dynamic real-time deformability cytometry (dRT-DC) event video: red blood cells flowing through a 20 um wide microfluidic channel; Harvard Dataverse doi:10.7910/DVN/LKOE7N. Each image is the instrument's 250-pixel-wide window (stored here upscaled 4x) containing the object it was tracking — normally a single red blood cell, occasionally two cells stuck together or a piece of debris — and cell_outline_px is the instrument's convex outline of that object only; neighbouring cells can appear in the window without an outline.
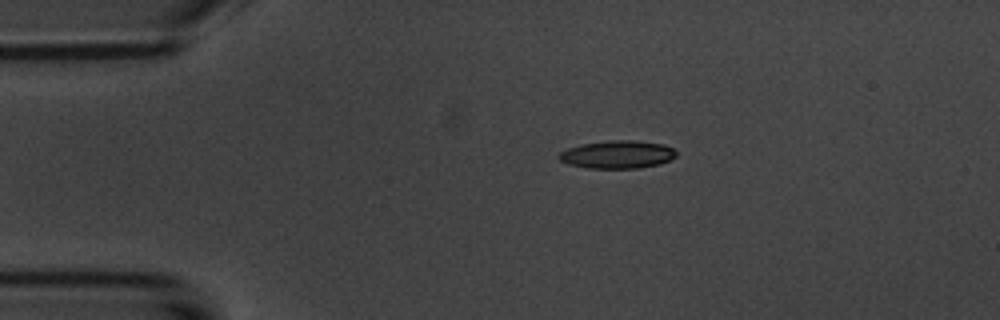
{"species": "common noctule bat (a hibernating species)", "species_latin": "Nyctalus noctula", "temperature_condition": "room temperature", "stored_images_in_passage": 4, "camera_frame_rate_fps": 3000, "um_per_image_px": 0.085, "animal": {"sex": "male", "body_mass_g": 20.1, "forearm_length_mm": 53.5}, "frame": {"image": 1, "passage_image": 1, "time_ms": 0.0, "image_size_px": [1000, 320], "cell_outline_px": [[676, 156], [660, 164], [636, 168], [588, 168], [568, 164], [560, 160], [556, 156], [560, 152], [568, 148], [580, 144], [608, 140], [632, 140], [664, 144], [672, 148], [676, 152]], "centroid_in_image_um": [52.45, 13.12], "position_along_channel_um": 32.6, "area_um2": 19.07}}
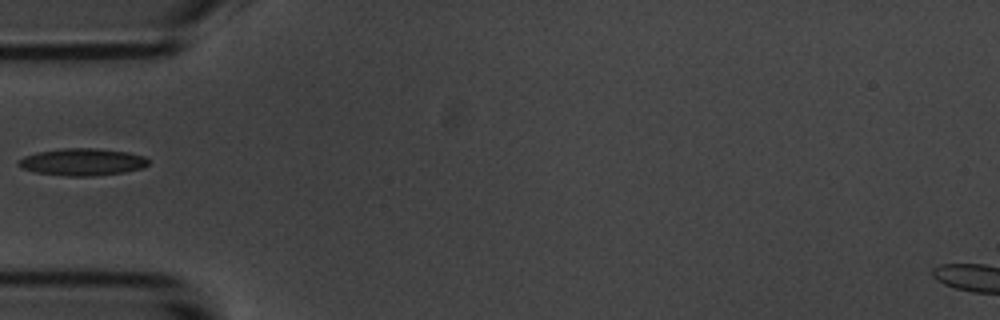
{"frame": {"image": 2, "passage_image": 3, "time_ms": 2.333, "image_size_px": [1000, 320], "cell_outline_px": [[148, 164], [144, 168], [124, 172], [92, 176], [64, 176], [36, 172], [24, 168], [16, 164], [24, 156], [36, 152], [64, 148], [92, 148], [128, 152], [144, 156], [148, 160]], "centroid_in_image_um": [7.01, 13.77], "position_along_channel_um": 78.0, "area_um2": 20.46}}